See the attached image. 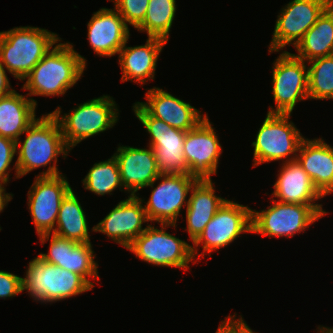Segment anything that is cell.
<instances>
[{"instance_id":"8d00e7d4","label":"cell","mask_w":333,"mask_h":333,"mask_svg":"<svg viewBox=\"0 0 333 333\" xmlns=\"http://www.w3.org/2000/svg\"><path fill=\"white\" fill-rule=\"evenodd\" d=\"M7 186L5 183H0V213L3 212L4 208L13 199L12 193H6Z\"/></svg>"},{"instance_id":"9c48e42d","label":"cell","mask_w":333,"mask_h":333,"mask_svg":"<svg viewBox=\"0 0 333 333\" xmlns=\"http://www.w3.org/2000/svg\"><path fill=\"white\" fill-rule=\"evenodd\" d=\"M251 211L247 205L227 199L192 243V253L194 259L197 258L196 262L200 261V257L205 258L208 253L211 258L213 251L229 246L242 234L252 233ZM199 246H202L201 253L198 251Z\"/></svg>"},{"instance_id":"4dcf8cb0","label":"cell","mask_w":333,"mask_h":333,"mask_svg":"<svg viewBox=\"0 0 333 333\" xmlns=\"http://www.w3.org/2000/svg\"><path fill=\"white\" fill-rule=\"evenodd\" d=\"M184 146L152 147L160 174L189 175Z\"/></svg>"},{"instance_id":"ab89813d","label":"cell","mask_w":333,"mask_h":333,"mask_svg":"<svg viewBox=\"0 0 333 333\" xmlns=\"http://www.w3.org/2000/svg\"><path fill=\"white\" fill-rule=\"evenodd\" d=\"M317 332H318V333H323V332H322L321 330H319L318 328H317Z\"/></svg>"},{"instance_id":"83f0119b","label":"cell","mask_w":333,"mask_h":333,"mask_svg":"<svg viewBox=\"0 0 333 333\" xmlns=\"http://www.w3.org/2000/svg\"><path fill=\"white\" fill-rule=\"evenodd\" d=\"M176 6V0H149L144 21L136 30L168 42Z\"/></svg>"},{"instance_id":"4fadbf2b","label":"cell","mask_w":333,"mask_h":333,"mask_svg":"<svg viewBox=\"0 0 333 333\" xmlns=\"http://www.w3.org/2000/svg\"><path fill=\"white\" fill-rule=\"evenodd\" d=\"M72 190L67 177L35 176L28 196V210L37 235L52 233L64 197Z\"/></svg>"},{"instance_id":"6da1fadb","label":"cell","mask_w":333,"mask_h":333,"mask_svg":"<svg viewBox=\"0 0 333 333\" xmlns=\"http://www.w3.org/2000/svg\"><path fill=\"white\" fill-rule=\"evenodd\" d=\"M24 140L16 141V155L13 170L19 179L27 173L46 167L37 176H58L63 174L57 166L58 156L66 158L70 149L66 146L60 124L52 112L37 117L24 132ZM23 142V143H22ZM49 165V166H48Z\"/></svg>"},{"instance_id":"74e56055","label":"cell","mask_w":333,"mask_h":333,"mask_svg":"<svg viewBox=\"0 0 333 333\" xmlns=\"http://www.w3.org/2000/svg\"><path fill=\"white\" fill-rule=\"evenodd\" d=\"M236 333H258L253 331L249 325H247L246 321L243 319V316L236 318Z\"/></svg>"},{"instance_id":"d6a6232c","label":"cell","mask_w":333,"mask_h":333,"mask_svg":"<svg viewBox=\"0 0 333 333\" xmlns=\"http://www.w3.org/2000/svg\"><path fill=\"white\" fill-rule=\"evenodd\" d=\"M16 141L0 136V183H9L10 168L13 159L16 154ZM10 177V178H9Z\"/></svg>"},{"instance_id":"d4e9b609","label":"cell","mask_w":333,"mask_h":333,"mask_svg":"<svg viewBox=\"0 0 333 333\" xmlns=\"http://www.w3.org/2000/svg\"><path fill=\"white\" fill-rule=\"evenodd\" d=\"M294 55L305 62L333 55V2L294 47Z\"/></svg>"},{"instance_id":"277c9868","label":"cell","mask_w":333,"mask_h":333,"mask_svg":"<svg viewBox=\"0 0 333 333\" xmlns=\"http://www.w3.org/2000/svg\"><path fill=\"white\" fill-rule=\"evenodd\" d=\"M52 113L60 124L64 142L70 150L83 140L113 128L119 120L118 106L110 95L77 104L67 114H61L60 106Z\"/></svg>"},{"instance_id":"30bf717a","label":"cell","mask_w":333,"mask_h":333,"mask_svg":"<svg viewBox=\"0 0 333 333\" xmlns=\"http://www.w3.org/2000/svg\"><path fill=\"white\" fill-rule=\"evenodd\" d=\"M307 63L286 50L275 59L271 68L275 109L270 106L268 114H292L298 102L309 99Z\"/></svg>"},{"instance_id":"836d02e7","label":"cell","mask_w":333,"mask_h":333,"mask_svg":"<svg viewBox=\"0 0 333 333\" xmlns=\"http://www.w3.org/2000/svg\"><path fill=\"white\" fill-rule=\"evenodd\" d=\"M23 292L22 277L0 270V299L13 298Z\"/></svg>"},{"instance_id":"ba28073f","label":"cell","mask_w":333,"mask_h":333,"mask_svg":"<svg viewBox=\"0 0 333 333\" xmlns=\"http://www.w3.org/2000/svg\"><path fill=\"white\" fill-rule=\"evenodd\" d=\"M291 114H266L252 142L253 167L272 161L283 163L296 160L301 142L305 139L296 125L289 121Z\"/></svg>"},{"instance_id":"d6986e66","label":"cell","mask_w":333,"mask_h":333,"mask_svg":"<svg viewBox=\"0 0 333 333\" xmlns=\"http://www.w3.org/2000/svg\"><path fill=\"white\" fill-rule=\"evenodd\" d=\"M144 98L147 102H139L153 117L163 120L168 125L184 131L195 128L207 113L190 103H186L159 87H153L146 91Z\"/></svg>"},{"instance_id":"4316f807","label":"cell","mask_w":333,"mask_h":333,"mask_svg":"<svg viewBox=\"0 0 333 333\" xmlns=\"http://www.w3.org/2000/svg\"><path fill=\"white\" fill-rule=\"evenodd\" d=\"M133 112L150 135V147L184 146L186 131L171 127L166 122L153 117L139 102H135Z\"/></svg>"},{"instance_id":"f1b7e54d","label":"cell","mask_w":333,"mask_h":333,"mask_svg":"<svg viewBox=\"0 0 333 333\" xmlns=\"http://www.w3.org/2000/svg\"><path fill=\"white\" fill-rule=\"evenodd\" d=\"M82 186L86 190L98 195H112L115 189L125 191L121 178L118 162L114 155L105 161L95 163L82 180Z\"/></svg>"},{"instance_id":"44dd1931","label":"cell","mask_w":333,"mask_h":333,"mask_svg":"<svg viewBox=\"0 0 333 333\" xmlns=\"http://www.w3.org/2000/svg\"><path fill=\"white\" fill-rule=\"evenodd\" d=\"M272 192V198L276 201L289 204L322 205L324 197L314 187L309 175L303 170L301 164L296 160L280 164Z\"/></svg>"},{"instance_id":"e0dca14e","label":"cell","mask_w":333,"mask_h":333,"mask_svg":"<svg viewBox=\"0 0 333 333\" xmlns=\"http://www.w3.org/2000/svg\"><path fill=\"white\" fill-rule=\"evenodd\" d=\"M89 45L98 56L113 57L130 38V28L115 9L100 8L87 22Z\"/></svg>"},{"instance_id":"f546056e","label":"cell","mask_w":333,"mask_h":333,"mask_svg":"<svg viewBox=\"0 0 333 333\" xmlns=\"http://www.w3.org/2000/svg\"><path fill=\"white\" fill-rule=\"evenodd\" d=\"M308 62V98L333 100V55Z\"/></svg>"},{"instance_id":"8fae6325","label":"cell","mask_w":333,"mask_h":333,"mask_svg":"<svg viewBox=\"0 0 333 333\" xmlns=\"http://www.w3.org/2000/svg\"><path fill=\"white\" fill-rule=\"evenodd\" d=\"M198 180L193 175L160 174L147 186L152 188L147 202L139 197L149 222L177 224L182 208L188 205L191 188ZM156 181L159 183L154 187Z\"/></svg>"},{"instance_id":"e575fe53","label":"cell","mask_w":333,"mask_h":333,"mask_svg":"<svg viewBox=\"0 0 333 333\" xmlns=\"http://www.w3.org/2000/svg\"><path fill=\"white\" fill-rule=\"evenodd\" d=\"M236 316L237 313L226 316L224 321L222 320L219 324L215 333H236Z\"/></svg>"},{"instance_id":"f35d334b","label":"cell","mask_w":333,"mask_h":333,"mask_svg":"<svg viewBox=\"0 0 333 333\" xmlns=\"http://www.w3.org/2000/svg\"><path fill=\"white\" fill-rule=\"evenodd\" d=\"M319 330H321L323 333H333V327H325V326H321L319 325L317 327Z\"/></svg>"},{"instance_id":"ac0fdd59","label":"cell","mask_w":333,"mask_h":333,"mask_svg":"<svg viewBox=\"0 0 333 333\" xmlns=\"http://www.w3.org/2000/svg\"><path fill=\"white\" fill-rule=\"evenodd\" d=\"M119 145L113 155L118 162L125 193L139 195L138 190L149 186L160 175L153 148Z\"/></svg>"},{"instance_id":"3957f363","label":"cell","mask_w":333,"mask_h":333,"mask_svg":"<svg viewBox=\"0 0 333 333\" xmlns=\"http://www.w3.org/2000/svg\"><path fill=\"white\" fill-rule=\"evenodd\" d=\"M61 38L57 33L32 26L0 32V62L15 79L24 81L36 64Z\"/></svg>"},{"instance_id":"7a4b0ae2","label":"cell","mask_w":333,"mask_h":333,"mask_svg":"<svg viewBox=\"0 0 333 333\" xmlns=\"http://www.w3.org/2000/svg\"><path fill=\"white\" fill-rule=\"evenodd\" d=\"M60 39L24 78L22 90L28 96H61L67 93L83 76L87 66L70 42ZM27 79V80H26Z\"/></svg>"},{"instance_id":"603a6c76","label":"cell","mask_w":333,"mask_h":333,"mask_svg":"<svg viewBox=\"0 0 333 333\" xmlns=\"http://www.w3.org/2000/svg\"><path fill=\"white\" fill-rule=\"evenodd\" d=\"M212 179L198 180L191 188L186 207V228L193 243L227 200L215 194Z\"/></svg>"},{"instance_id":"cb8c5ba5","label":"cell","mask_w":333,"mask_h":333,"mask_svg":"<svg viewBox=\"0 0 333 333\" xmlns=\"http://www.w3.org/2000/svg\"><path fill=\"white\" fill-rule=\"evenodd\" d=\"M37 105L32 97L16 90L0 97V136L21 140V135L36 119Z\"/></svg>"},{"instance_id":"5bb4252c","label":"cell","mask_w":333,"mask_h":333,"mask_svg":"<svg viewBox=\"0 0 333 333\" xmlns=\"http://www.w3.org/2000/svg\"><path fill=\"white\" fill-rule=\"evenodd\" d=\"M38 237L41 245L51 239L48 253L38 254L44 261L81 275L93 288L95 284L91 279L100 281L98 263L95 261L96 255L91 242L78 243L54 233H44Z\"/></svg>"},{"instance_id":"484cf974","label":"cell","mask_w":333,"mask_h":333,"mask_svg":"<svg viewBox=\"0 0 333 333\" xmlns=\"http://www.w3.org/2000/svg\"><path fill=\"white\" fill-rule=\"evenodd\" d=\"M52 233L78 243L91 242L85 211L73 189L61 202Z\"/></svg>"},{"instance_id":"7402d4cb","label":"cell","mask_w":333,"mask_h":333,"mask_svg":"<svg viewBox=\"0 0 333 333\" xmlns=\"http://www.w3.org/2000/svg\"><path fill=\"white\" fill-rule=\"evenodd\" d=\"M296 159L323 197L333 193V147L331 145L322 138H305L301 142Z\"/></svg>"},{"instance_id":"d590c367","label":"cell","mask_w":333,"mask_h":333,"mask_svg":"<svg viewBox=\"0 0 333 333\" xmlns=\"http://www.w3.org/2000/svg\"><path fill=\"white\" fill-rule=\"evenodd\" d=\"M8 72L0 62V97L10 94L13 90L11 83L7 77Z\"/></svg>"},{"instance_id":"52a82bcc","label":"cell","mask_w":333,"mask_h":333,"mask_svg":"<svg viewBox=\"0 0 333 333\" xmlns=\"http://www.w3.org/2000/svg\"><path fill=\"white\" fill-rule=\"evenodd\" d=\"M160 225L158 229L147 223L146 230L129 245L127 250L153 266L189 270V263H197L192 253V244L166 232L167 227L176 229L177 224Z\"/></svg>"},{"instance_id":"ffe728a7","label":"cell","mask_w":333,"mask_h":333,"mask_svg":"<svg viewBox=\"0 0 333 333\" xmlns=\"http://www.w3.org/2000/svg\"><path fill=\"white\" fill-rule=\"evenodd\" d=\"M128 41L118 52L121 82L131 81L144 85L150 79H155L157 61L167 42L160 38L148 37L144 45L128 47Z\"/></svg>"},{"instance_id":"2e32d148","label":"cell","mask_w":333,"mask_h":333,"mask_svg":"<svg viewBox=\"0 0 333 333\" xmlns=\"http://www.w3.org/2000/svg\"><path fill=\"white\" fill-rule=\"evenodd\" d=\"M146 222L149 220L141 199L138 195H128L91 230L107 235L111 241L127 249L146 230L143 228Z\"/></svg>"},{"instance_id":"7c38bea8","label":"cell","mask_w":333,"mask_h":333,"mask_svg":"<svg viewBox=\"0 0 333 333\" xmlns=\"http://www.w3.org/2000/svg\"><path fill=\"white\" fill-rule=\"evenodd\" d=\"M333 0H292L277 15L268 52L295 47Z\"/></svg>"},{"instance_id":"9a60e30c","label":"cell","mask_w":333,"mask_h":333,"mask_svg":"<svg viewBox=\"0 0 333 333\" xmlns=\"http://www.w3.org/2000/svg\"><path fill=\"white\" fill-rule=\"evenodd\" d=\"M207 117L195 128L186 131L184 154L189 168V175L199 180L211 179L217 174L220 156L223 149L217 131Z\"/></svg>"},{"instance_id":"8992f818","label":"cell","mask_w":333,"mask_h":333,"mask_svg":"<svg viewBox=\"0 0 333 333\" xmlns=\"http://www.w3.org/2000/svg\"><path fill=\"white\" fill-rule=\"evenodd\" d=\"M270 201L272 204L267 206V209H252V234L287 239L305 232L310 225L328 213L323 209V205L281 203L274 198Z\"/></svg>"},{"instance_id":"5b68a950","label":"cell","mask_w":333,"mask_h":333,"mask_svg":"<svg viewBox=\"0 0 333 333\" xmlns=\"http://www.w3.org/2000/svg\"><path fill=\"white\" fill-rule=\"evenodd\" d=\"M22 277V289L36 302L55 303L76 297L93 287L79 274L34 257Z\"/></svg>"},{"instance_id":"1f68e13d","label":"cell","mask_w":333,"mask_h":333,"mask_svg":"<svg viewBox=\"0 0 333 333\" xmlns=\"http://www.w3.org/2000/svg\"><path fill=\"white\" fill-rule=\"evenodd\" d=\"M123 17L125 24L137 29L144 21L149 0H107ZM129 24V25H128Z\"/></svg>"}]
</instances>
